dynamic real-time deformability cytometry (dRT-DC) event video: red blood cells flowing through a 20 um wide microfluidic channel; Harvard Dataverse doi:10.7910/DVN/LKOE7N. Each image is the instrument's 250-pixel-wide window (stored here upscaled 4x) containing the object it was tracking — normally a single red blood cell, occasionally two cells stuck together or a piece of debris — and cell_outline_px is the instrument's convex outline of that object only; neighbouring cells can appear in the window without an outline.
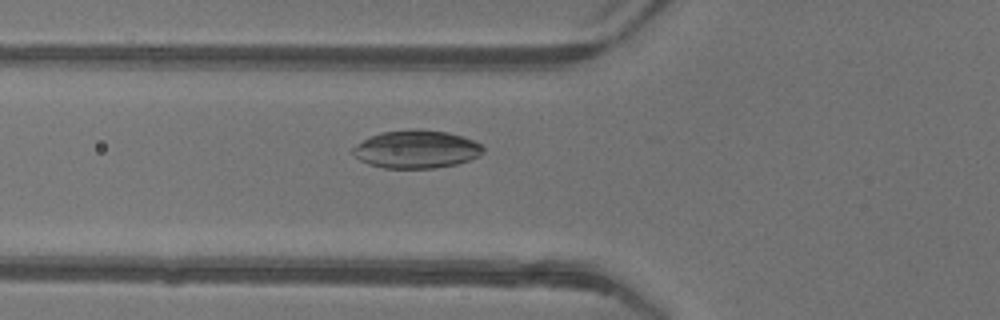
{"species": "common noctule bat (a hibernating species)", "species_latin": "Nyctalus noctula", "temperature_condition": "warm", "stored_images_in_passage": 12, "camera_frame_rate_fps": 3000, "um_per_image_px": 0.085, "animal": {"sex": "female"}, "frame": {"image": 1, "passage_image": 4, "time_ms": 1.0, "image_size_px": [1000, 320], "cell_outline_px": [[484, 152], [480, 156], [456, 164], [432, 168], [384, 168], [368, 164], [352, 156], [352, 148], [356, 144], [380, 132], [412, 128], [420, 128], [448, 132], [472, 140], [480, 144], [484, 148]], "centroid_in_image_um": [35.37, 12.68], "position_along_channel_um": 90.4, "area_um2": 29.02}}
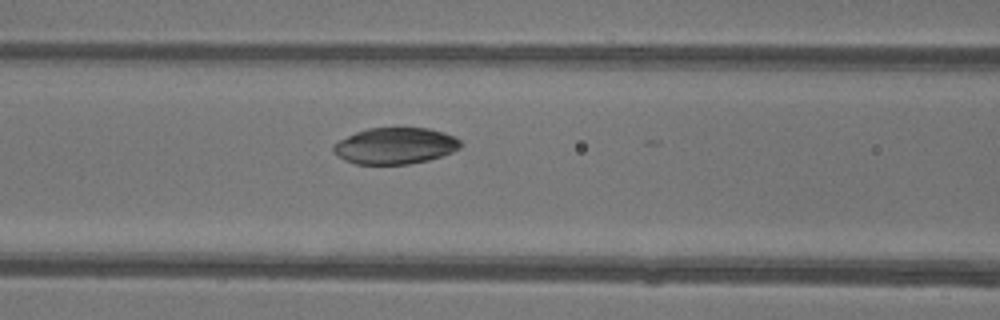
{"frame": {"image": 2, "passage_image": 7, "time_ms": 2.0, "image_size_px": [1000, 320], "cell_outline_px": [[464, 144], [460, 148], [452, 152], [428, 160], [408, 164], [356, 164], [344, 160], [332, 152], [332, 144], [356, 132], [368, 128], [428, 128], [452, 136], [460, 140]], "centroid_in_image_um": [33.56, 12.4], "position_along_channel_um": 133.0, "area_um2": 26.88}}
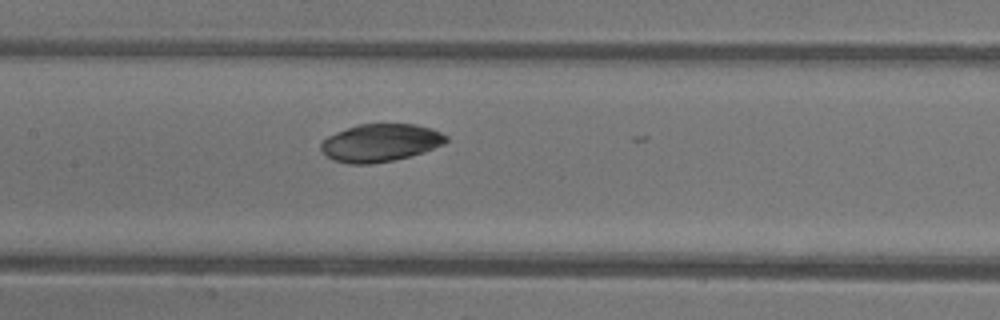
{"frame": {"image": 3, "passage_image": 10, "time_ms": 3.0, "image_size_px": [1000, 320], "cell_outline_px": [[448, 140], [444, 144], [424, 152], [392, 160], [372, 164], [348, 164], [332, 160], [320, 148], [320, 144], [328, 136], [336, 132], [356, 124], [416, 124], [432, 128], [448, 136]], "centroid_in_image_um": [32.34, 12.13], "position_along_channel_um": 175.1, "area_um2": 27.57}}